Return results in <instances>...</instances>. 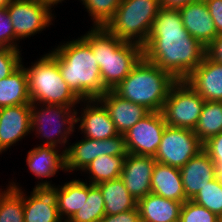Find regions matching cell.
Masks as SVG:
<instances>
[{
	"mask_svg": "<svg viewBox=\"0 0 222 222\" xmlns=\"http://www.w3.org/2000/svg\"><path fill=\"white\" fill-rule=\"evenodd\" d=\"M206 54L207 48L185 29L179 10L161 7L143 45V57L180 81L201 64Z\"/></svg>",
	"mask_w": 222,
	"mask_h": 222,
	"instance_id": "6da1fadb",
	"label": "cell"
},
{
	"mask_svg": "<svg viewBox=\"0 0 222 222\" xmlns=\"http://www.w3.org/2000/svg\"><path fill=\"white\" fill-rule=\"evenodd\" d=\"M50 53L57 59L64 81L81 100L98 99L107 91L91 45L82 35L58 44Z\"/></svg>",
	"mask_w": 222,
	"mask_h": 222,
	"instance_id": "7a4b0ae2",
	"label": "cell"
},
{
	"mask_svg": "<svg viewBox=\"0 0 222 222\" xmlns=\"http://www.w3.org/2000/svg\"><path fill=\"white\" fill-rule=\"evenodd\" d=\"M100 68L103 87L114 90L143 57V46L117 38L105 27H92L82 36Z\"/></svg>",
	"mask_w": 222,
	"mask_h": 222,
	"instance_id": "3957f363",
	"label": "cell"
},
{
	"mask_svg": "<svg viewBox=\"0 0 222 222\" xmlns=\"http://www.w3.org/2000/svg\"><path fill=\"white\" fill-rule=\"evenodd\" d=\"M177 80L142 57L127 77L113 90L121 98L161 112L171 87Z\"/></svg>",
	"mask_w": 222,
	"mask_h": 222,
	"instance_id": "277c9868",
	"label": "cell"
},
{
	"mask_svg": "<svg viewBox=\"0 0 222 222\" xmlns=\"http://www.w3.org/2000/svg\"><path fill=\"white\" fill-rule=\"evenodd\" d=\"M25 67L31 103L77 106L81 99L64 81L57 59L49 52Z\"/></svg>",
	"mask_w": 222,
	"mask_h": 222,
	"instance_id": "5b68a950",
	"label": "cell"
},
{
	"mask_svg": "<svg viewBox=\"0 0 222 222\" xmlns=\"http://www.w3.org/2000/svg\"><path fill=\"white\" fill-rule=\"evenodd\" d=\"M160 9V0H122L104 27L121 40L143 46Z\"/></svg>",
	"mask_w": 222,
	"mask_h": 222,
	"instance_id": "8992f818",
	"label": "cell"
},
{
	"mask_svg": "<svg viewBox=\"0 0 222 222\" xmlns=\"http://www.w3.org/2000/svg\"><path fill=\"white\" fill-rule=\"evenodd\" d=\"M76 107L31 103V131L44 139L40 145L62 146L66 151L69 137L76 132Z\"/></svg>",
	"mask_w": 222,
	"mask_h": 222,
	"instance_id": "52a82bcc",
	"label": "cell"
},
{
	"mask_svg": "<svg viewBox=\"0 0 222 222\" xmlns=\"http://www.w3.org/2000/svg\"><path fill=\"white\" fill-rule=\"evenodd\" d=\"M205 100L185 80L170 89L162 108L167 126L194 130Z\"/></svg>",
	"mask_w": 222,
	"mask_h": 222,
	"instance_id": "ba28073f",
	"label": "cell"
},
{
	"mask_svg": "<svg viewBox=\"0 0 222 222\" xmlns=\"http://www.w3.org/2000/svg\"><path fill=\"white\" fill-rule=\"evenodd\" d=\"M15 36L21 41L53 25V7L42 0H11L6 6Z\"/></svg>",
	"mask_w": 222,
	"mask_h": 222,
	"instance_id": "9c48e42d",
	"label": "cell"
},
{
	"mask_svg": "<svg viewBox=\"0 0 222 222\" xmlns=\"http://www.w3.org/2000/svg\"><path fill=\"white\" fill-rule=\"evenodd\" d=\"M201 150L203 144L192 129L166 126L154 158L180 169Z\"/></svg>",
	"mask_w": 222,
	"mask_h": 222,
	"instance_id": "30bf717a",
	"label": "cell"
},
{
	"mask_svg": "<svg viewBox=\"0 0 222 222\" xmlns=\"http://www.w3.org/2000/svg\"><path fill=\"white\" fill-rule=\"evenodd\" d=\"M69 143L65 151V168L67 172L84 171L99 155L127 156L124 134L104 140L83 137Z\"/></svg>",
	"mask_w": 222,
	"mask_h": 222,
	"instance_id": "8fae6325",
	"label": "cell"
},
{
	"mask_svg": "<svg viewBox=\"0 0 222 222\" xmlns=\"http://www.w3.org/2000/svg\"><path fill=\"white\" fill-rule=\"evenodd\" d=\"M166 126L161 112H150L124 134L127 153L155 156Z\"/></svg>",
	"mask_w": 222,
	"mask_h": 222,
	"instance_id": "7c38bea8",
	"label": "cell"
},
{
	"mask_svg": "<svg viewBox=\"0 0 222 222\" xmlns=\"http://www.w3.org/2000/svg\"><path fill=\"white\" fill-rule=\"evenodd\" d=\"M79 104L84 108H80V113L76 109V125L83 137L104 140L119 134L107 109L98 99L81 100Z\"/></svg>",
	"mask_w": 222,
	"mask_h": 222,
	"instance_id": "4fadbf2b",
	"label": "cell"
},
{
	"mask_svg": "<svg viewBox=\"0 0 222 222\" xmlns=\"http://www.w3.org/2000/svg\"><path fill=\"white\" fill-rule=\"evenodd\" d=\"M25 158L29 171L40 180L34 188H51L55 184L43 179L54 177L60 170L66 172L65 151L59 147L37 145L27 152Z\"/></svg>",
	"mask_w": 222,
	"mask_h": 222,
	"instance_id": "5bb4252c",
	"label": "cell"
},
{
	"mask_svg": "<svg viewBox=\"0 0 222 222\" xmlns=\"http://www.w3.org/2000/svg\"><path fill=\"white\" fill-rule=\"evenodd\" d=\"M31 133V104L0 108V155Z\"/></svg>",
	"mask_w": 222,
	"mask_h": 222,
	"instance_id": "9a60e30c",
	"label": "cell"
},
{
	"mask_svg": "<svg viewBox=\"0 0 222 222\" xmlns=\"http://www.w3.org/2000/svg\"><path fill=\"white\" fill-rule=\"evenodd\" d=\"M156 160L154 156L127 153L120 178L129 193L138 201L151 193V177Z\"/></svg>",
	"mask_w": 222,
	"mask_h": 222,
	"instance_id": "2e32d148",
	"label": "cell"
},
{
	"mask_svg": "<svg viewBox=\"0 0 222 222\" xmlns=\"http://www.w3.org/2000/svg\"><path fill=\"white\" fill-rule=\"evenodd\" d=\"M185 81L205 101L222 102V63L207 54Z\"/></svg>",
	"mask_w": 222,
	"mask_h": 222,
	"instance_id": "e0dca14e",
	"label": "cell"
},
{
	"mask_svg": "<svg viewBox=\"0 0 222 222\" xmlns=\"http://www.w3.org/2000/svg\"><path fill=\"white\" fill-rule=\"evenodd\" d=\"M98 100L105 106L119 134H125L151 111L145 106L121 98L107 90Z\"/></svg>",
	"mask_w": 222,
	"mask_h": 222,
	"instance_id": "ac0fdd59",
	"label": "cell"
},
{
	"mask_svg": "<svg viewBox=\"0 0 222 222\" xmlns=\"http://www.w3.org/2000/svg\"><path fill=\"white\" fill-rule=\"evenodd\" d=\"M182 23L189 34L208 47L217 37V30L204 0H197L179 9Z\"/></svg>",
	"mask_w": 222,
	"mask_h": 222,
	"instance_id": "d6986e66",
	"label": "cell"
},
{
	"mask_svg": "<svg viewBox=\"0 0 222 222\" xmlns=\"http://www.w3.org/2000/svg\"><path fill=\"white\" fill-rule=\"evenodd\" d=\"M23 208L24 222H63L50 188H33L28 196L24 191Z\"/></svg>",
	"mask_w": 222,
	"mask_h": 222,
	"instance_id": "ffe728a7",
	"label": "cell"
},
{
	"mask_svg": "<svg viewBox=\"0 0 222 222\" xmlns=\"http://www.w3.org/2000/svg\"><path fill=\"white\" fill-rule=\"evenodd\" d=\"M180 173L186 199L192 200L207 182L215 178L214 162L201 150L180 168Z\"/></svg>",
	"mask_w": 222,
	"mask_h": 222,
	"instance_id": "44dd1931",
	"label": "cell"
},
{
	"mask_svg": "<svg viewBox=\"0 0 222 222\" xmlns=\"http://www.w3.org/2000/svg\"><path fill=\"white\" fill-rule=\"evenodd\" d=\"M151 193L181 203L187 201L180 169L156 162L151 177Z\"/></svg>",
	"mask_w": 222,
	"mask_h": 222,
	"instance_id": "7402d4cb",
	"label": "cell"
},
{
	"mask_svg": "<svg viewBox=\"0 0 222 222\" xmlns=\"http://www.w3.org/2000/svg\"><path fill=\"white\" fill-rule=\"evenodd\" d=\"M50 189L55 195L58 213L63 222H68L87 199V180L74 178Z\"/></svg>",
	"mask_w": 222,
	"mask_h": 222,
	"instance_id": "603a6c76",
	"label": "cell"
},
{
	"mask_svg": "<svg viewBox=\"0 0 222 222\" xmlns=\"http://www.w3.org/2000/svg\"><path fill=\"white\" fill-rule=\"evenodd\" d=\"M183 203L149 193L137 201L141 222H177Z\"/></svg>",
	"mask_w": 222,
	"mask_h": 222,
	"instance_id": "cb8c5ba5",
	"label": "cell"
},
{
	"mask_svg": "<svg viewBox=\"0 0 222 222\" xmlns=\"http://www.w3.org/2000/svg\"><path fill=\"white\" fill-rule=\"evenodd\" d=\"M21 65L8 77L0 80V108L31 104L25 65Z\"/></svg>",
	"mask_w": 222,
	"mask_h": 222,
	"instance_id": "d4e9b609",
	"label": "cell"
},
{
	"mask_svg": "<svg viewBox=\"0 0 222 222\" xmlns=\"http://www.w3.org/2000/svg\"><path fill=\"white\" fill-rule=\"evenodd\" d=\"M105 203V215H116L135 209L137 200L129 193L121 178L97 184Z\"/></svg>",
	"mask_w": 222,
	"mask_h": 222,
	"instance_id": "484cf974",
	"label": "cell"
},
{
	"mask_svg": "<svg viewBox=\"0 0 222 222\" xmlns=\"http://www.w3.org/2000/svg\"><path fill=\"white\" fill-rule=\"evenodd\" d=\"M125 157L99 155L83 171L89 175L88 182L97 185L120 178Z\"/></svg>",
	"mask_w": 222,
	"mask_h": 222,
	"instance_id": "4316f807",
	"label": "cell"
},
{
	"mask_svg": "<svg viewBox=\"0 0 222 222\" xmlns=\"http://www.w3.org/2000/svg\"><path fill=\"white\" fill-rule=\"evenodd\" d=\"M9 183L0 189V222H24L23 188L18 182Z\"/></svg>",
	"mask_w": 222,
	"mask_h": 222,
	"instance_id": "83f0119b",
	"label": "cell"
},
{
	"mask_svg": "<svg viewBox=\"0 0 222 222\" xmlns=\"http://www.w3.org/2000/svg\"><path fill=\"white\" fill-rule=\"evenodd\" d=\"M194 133L203 144L222 132V102L205 101Z\"/></svg>",
	"mask_w": 222,
	"mask_h": 222,
	"instance_id": "f1b7e54d",
	"label": "cell"
},
{
	"mask_svg": "<svg viewBox=\"0 0 222 222\" xmlns=\"http://www.w3.org/2000/svg\"><path fill=\"white\" fill-rule=\"evenodd\" d=\"M105 216V203L97 185L87 182V199L68 222H99Z\"/></svg>",
	"mask_w": 222,
	"mask_h": 222,
	"instance_id": "f546056e",
	"label": "cell"
},
{
	"mask_svg": "<svg viewBox=\"0 0 222 222\" xmlns=\"http://www.w3.org/2000/svg\"><path fill=\"white\" fill-rule=\"evenodd\" d=\"M91 16L92 27H104L114 16L122 0H79Z\"/></svg>",
	"mask_w": 222,
	"mask_h": 222,
	"instance_id": "4dcf8cb0",
	"label": "cell"
},
{
	"mask_svg": "<svg viewBox=\"0 0 222 222\" xmlns=\"http://www.w3.org/2000/svg\"><path fill=\"white\" fill-rule=\"evenodd\" d=\"M196 204L206 207L218 217L222 215V184L215 178L199 190L192 199Z\"/></svg>",
	"mask_w": 222,
	"mask_h": 222,
	"instance_id": "1f68e13d",
	"label": "cell"
},
{
	"mask_svg": "<svg viewBox=\"0 0 222 222\" xmlns=\"http://www.w3.org/2000/svg\"><path fill=\"white\" fill-rule=\"evenodd\" d=\"M180 222H219V217L209 211L206 207L200 206L192 200L183 203L180 212Z\"/></svg>",
	"mask_w": 222,
	"mask_h": 222,
	"instance_id": "d6a6232c",
	"label": "cell"
},
{
	"mask_svg": "<svg viewBox=\"0 0 222 222\" xmlns=\"http://www.w3.org/2000/svg\"><path fill=\"white\" fill-rule=\"evenodd\" d=\"M20 40L15 36L13 24L7 7L0 8V48H11L20 50Z\"/></svg>",
	"mask_w": 222,
	"mask_h": 222,
	"instance_id": "836d02e7",
	"label": "cell"
},
{
	"mask_svg": "<svg viewBox=\"0 0 222 222\" xmlns=\"http://www.w3.org/2000/svg\"><path fill=\"white\" fill-rule=\"evenodd\" d=\"M21 51L11 48H0V80L10 76L22 62Z\"/></svg>",
	"mask_w": 222,
	"mask_h": 222,
	"instance_id": "e575fe53",
	"label": "cell"
},
{
	"mask_svg": "<svg viewBox=\"0 0 222 222\" xmlns=\"http://www.w3.org/2000/svg\"><path fill=\"white\" fill-rule=\"evenodd\" d=\"M203 150L214 164H222V132L204 142Z\"/></svg>",
	"mask_w": 222,
	"mask_h": 222,
	"instance_id": "d590c367",
	"label": "cell"
},
{
	"mask_svg": "<svg viewBox=\"0 0 222 222\" xmlns=\"http://www.w3.org/2000/svg\"><path fill=\"white\" fill-rule=\"evenodd\" d=\"M209 14L217 30V36L222 34V0H204Z\"/></svg>",
	"mask_w": 222,
	"mask_h": 222,
	"instance_id": "8d00e7d4",
	"label": "cell"
},
{
	"mask_svg": "<svg viewBox=\"0 0 222 222\" xmlns=\"http://www.w3.org/2000/svg\"><path fill=\"white\" fill-rule=\"evenodd\" d=\"M99 222H141L138 208L116 215H105Z\"/></svg>",
	"mask_w": 222,
	"mask_h": 222,
	"instance_id": "74e56055",
	"label": "cell"
},
{
	"mask_svg": "<svg viewBox=\"0 0 222 222\" xmlns=\"http://www.w3.org/2000/svg\"><path fill=\"white\" fill-rule=\"evenodd\" d=\"M207 55L222 63V34L218 35L207 47Z\"/></svg>",
	"mask_w": 222,
	"mask_h": 222,
	"instance_id": "f35d334b",
	"label": "cell"
},
{
	"mask_svg": "<svg viewBox=\"0 0 222 222\" xmlns=\"http://www.w3.org/2000/svg\"><path fill=\"white\" fill-rule=\"evenodd\" d=\"M197 0H160L161 7L167 9H181L183 6Z\"/></svg>",
	"mask_w": 222,
	"mask_h": 222,
	"instance_id": "ab89813d",
	"label": "cell"
},
{
	"mask_svg": "<svg viewBox=\"0 0 222 222\" xmlns=\"http://www.w3.org/2000/svg\"><path fill=\"white\" fill-rule=\"evenodd\" d=\"M215 179L222 184V164H214Z\"/></svg>",
	"mask_w": 222,
	"mask_h": 222,
	"instance_id": "60d3db41",
	"label": "cell"
},
{
	"mask_svg": "<svg viewBox=\"0 0 222 222\" xmlns=\"http://www.w3.org/2000/svg\"><path fill=\"white\" fill-rule=\"evenodd\" d=\"M42 1L55 8V6L62 3V1H64V0H42Z\"/></svg>",
	"mask_w": 222,
	"mask_h": 222,
	"instance_id": "b9f144b4",
	"label": "cell"
},
{
	"mask_svg": "<svg viewBox=\"0 0 222 222\" xmlns=\"http://www.w3.org/2000/svg\"><path fill=\"white\" fill-rule=\"evenodd\" d=\"M11 0H0V8L6 7Z\"/></svg>",
	"mask_w": 222,
	"mask_h": 222,
	"instance_id": "7bdbcfd3",
	"label": "cell"
},
{
	"mask_svg": "<svg viewBox=\"0 0 222 222\" xmlns=\"http://www.w3.org/2000/svg\"><path fill=\"white\" fill-rule=\"evenodd\" d=\"M219 222H222V215L219 216Z\"/></svg>",
	"mask_w": 222,
	"mask_h": 222,
	"instance_id": "ee69618b",
	"label": "cell"
}]
</instances>
